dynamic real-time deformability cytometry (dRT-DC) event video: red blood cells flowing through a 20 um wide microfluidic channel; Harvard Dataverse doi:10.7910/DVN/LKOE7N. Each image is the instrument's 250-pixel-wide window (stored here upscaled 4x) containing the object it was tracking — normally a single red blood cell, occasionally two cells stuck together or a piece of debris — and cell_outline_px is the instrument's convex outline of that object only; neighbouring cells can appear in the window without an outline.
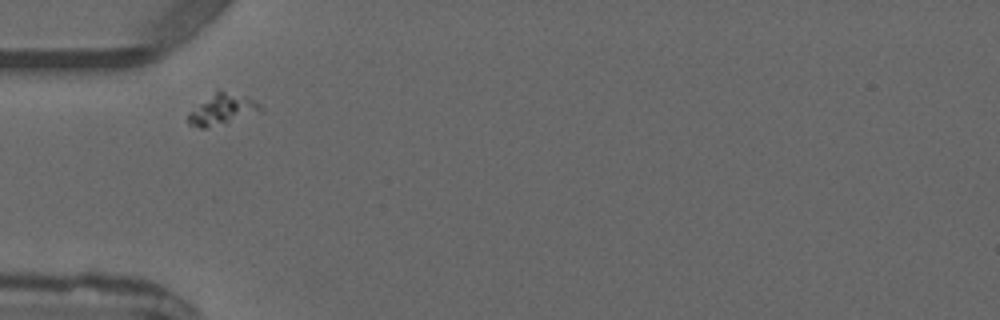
{"species": "common noctule bat (a hibernating species)", "species_latin": "Nyctalus noctula", "temperature_condition": "warm", "stored_images_in_passage": 2, "camera_frame_rate_fps": 3000, "um_per_image_px": 0.085, "animal": {"sex": "male", "forearm_length_mm": 52.5}, "frame": {"image": 1, "passage_image": 1, "time_ms": 0.0, "image_size_px": [1000, 320], "cell_outline_px": [[264, 112], [204, 128], [200, 128], [188, 124], [188, 112], [216, 88], [220, 88], [244, 96], [260, 104]], "centroid_in_image_um": [18.88, 9.26], "position_along_channel_um": 66.1, "area_um2": 13.24}}
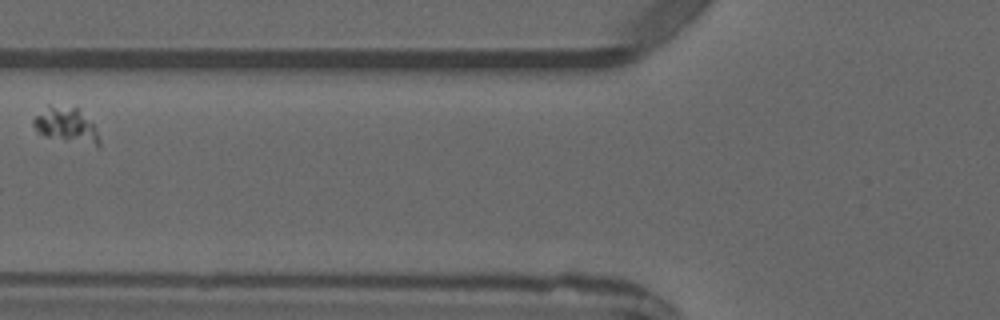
{"frame": {"image": 2, "passage_image": 2, "time_ms": 1.333, "image_size_px": [1000, 320], "cell_outline_px": [[100, 148], [44, 136], [36, 132], [32, 124], [32, 120], [48, 104], [76, 108], [96, 128], [100, 136]], "centroid_in_image_um": [5.63, 10.68], "position_along_channel_um": 120.2, "area_um2": 13.64}}